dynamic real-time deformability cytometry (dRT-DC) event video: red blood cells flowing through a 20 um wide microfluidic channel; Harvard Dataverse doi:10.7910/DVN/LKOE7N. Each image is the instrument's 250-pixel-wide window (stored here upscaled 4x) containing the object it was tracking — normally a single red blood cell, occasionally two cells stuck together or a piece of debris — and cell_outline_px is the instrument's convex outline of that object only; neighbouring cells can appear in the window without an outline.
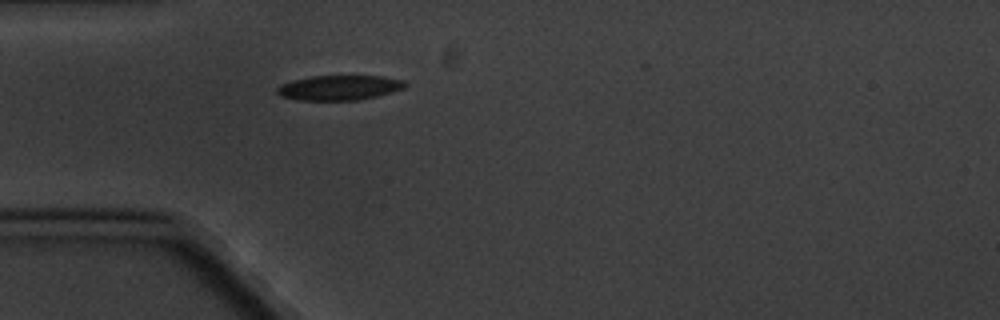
{"species": "common noctule bat (a hibernating species)", "species_latin": "Nyctalus noctula", "temperature_condition": "cold", "stored_images_in_passage": 1, "camera_frame_rate_fps": 3000, "um_per_image_px": 0.085, "animal": {"sex": "male", "body_mass_g": 20.1, "forearm_length_mm": 53.5}, "frame": {"image": 1, "passage_image": 1, "time_ms": 0.0, "image_size_px": [1000, 320], "cell_outline_px": [[408, 84], [404, 88], [392, 92], [376, 96], [356, 100], [300, 100], [280, 96], [276, 92], [276, 88], [280, 84], [292, 80], [312, 76], [384, 76], [404, 80]], "centroid_in_image_um": [28.83, 7.45], "position_along_channel_um": 56.2, "area_um2": 18.61}}